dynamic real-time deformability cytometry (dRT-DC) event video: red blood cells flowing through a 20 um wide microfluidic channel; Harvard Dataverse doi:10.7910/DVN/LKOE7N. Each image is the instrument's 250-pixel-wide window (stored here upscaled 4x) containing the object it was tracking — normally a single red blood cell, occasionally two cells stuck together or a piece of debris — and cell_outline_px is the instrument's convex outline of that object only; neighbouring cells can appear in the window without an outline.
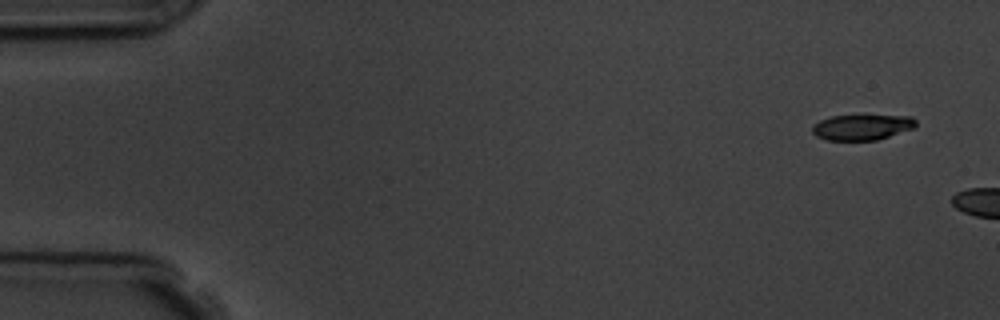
{"species": "common noctule bat (a hibernating species)", "species_latin": "Nyctalus noctula", "temperature_condition": "room temperature", "stored_images_in_passage": 3, "camera_frame_rate_fps": 3000, "um_per_image_px": 0.085, "animal": {"sex": "male", "body_mass_g": 19.5, "forearm_length_mm": 54.6}, "frame": {"image": 1, "passage_image": 1, "time_ms": 0.0, "image_size_px": [1000, 320], "cell_outline_px": [[916, 124], [912, 128], [876, 140], [828, 140], [816, 136], [812, 132], [812, 128], [820, 120], [832, 116], [912, 116], [916, 120]], "centroid_in_image_um": [73.25, 10.81], "position_along_channel_um": 11.8, "area_um2": 15.03}}